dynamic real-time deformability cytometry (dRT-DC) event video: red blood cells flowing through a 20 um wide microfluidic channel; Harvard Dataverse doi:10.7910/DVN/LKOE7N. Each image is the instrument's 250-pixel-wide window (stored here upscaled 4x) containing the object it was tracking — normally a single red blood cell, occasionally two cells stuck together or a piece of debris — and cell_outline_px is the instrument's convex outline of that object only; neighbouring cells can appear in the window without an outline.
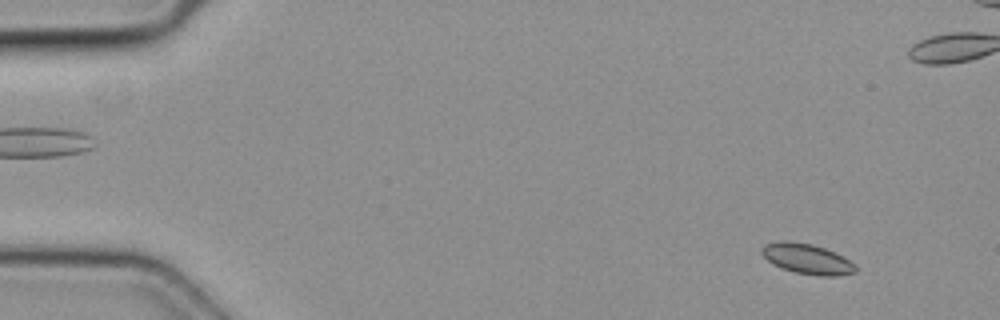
{"species": "common noctule bat (a hibernating species)", "species_latin": "Nyctalus noctula", "temperature_condition": "cold", "stored_images_in_passage": 42, "camera_frame_rate_fps": 3000, "um_per_image_px": 0.085, "animal": {"sex": "female", "body_mass_g": 19.3, "forearm_length_mm": 54.1}, "frame": {"image": 1, "passage_image": 5, "time_ms": 1.333, "image_size_px": [1000, 320], "cell_outline_px": [[856, 272], [840, 276], [820, 276], [796, 272], [780, 268], [772, 264], [760, 252], [760, 248], [764, 244], [780, 240], [788, 240], [812, 244], [824, 248], [856, 264]], "centroid_in_image_um": [68.56, 22.0], "position_along_channel_um": 16.4, "area_um2": 16.59}}
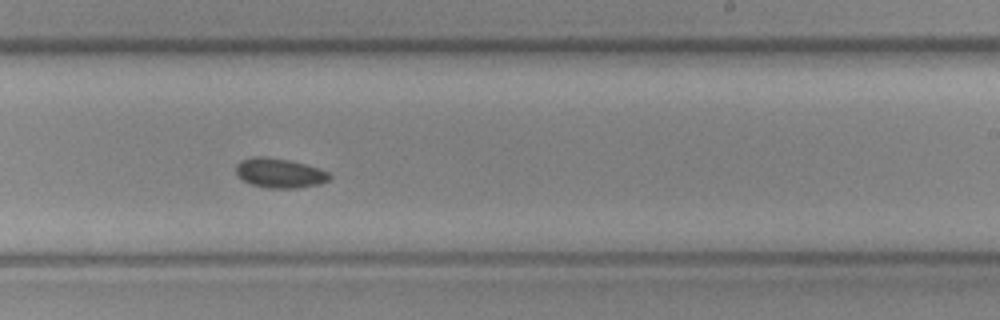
{"frame": {"image": 2, "passage_image": 31, "time_ms": 10.0, "image_size_px": [1000, 320], "cell_outline_px": [[332, 176], [328, 180], [320, 184], [296, 188], [268, 188], [252, 184], [244, 180], [236, 172], [236, 164], [240, 160], [252, 156], [264, 156], [288, 160], [320, 168], [328, 172]], "centroid_in_image_um": [23.77, 14.7], "position_along_channel_um": 265.2, "area_um2": 16.07}}
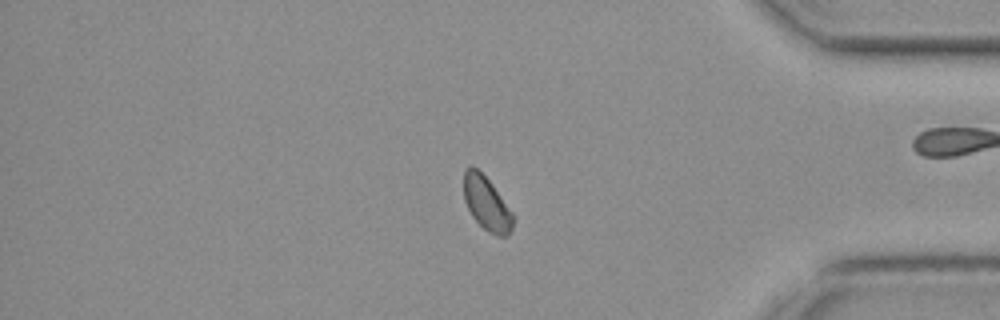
{"frame": {"image": 3, "passage_image": 42, "time_ms": 13.667, "image_size_px": [1000, 320], "cell_outline_px": [[516, 216], [512, 228], [508, 236], [496, 236], [488, 232], [472, 216], [464, 200], [464, 172], [468, 168], [476, 168], [492, 184]], "centroid_in_image_um": [41.41, 17.35], "position_along_channel_um": 393.8, "area_um2": 15.37}}